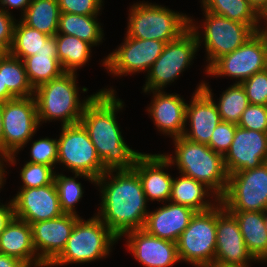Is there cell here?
Returning <instances> with one entry per match:
<instances>
[{"mask_svg":"<svg viewBox=\"0 0 267 267\" xmlns=\"http://www.w3.org/2000/svg\"><path fill=\"white\" fill-rule=\"evenodd\" d=\"M221 121L238 124L243 111L249 105V101L241 84L234 83L222 92L216 103Z\"/></svg>","mask_w":267,"mask_h":267,"instance_id":"obj_35","label":"cell"},{"mask_svg":"<svg viewBox=\"0 0 267 267\" xmlns=\"http://www.w3.org/2000/svg\"><path fill=\"white\" fill-rule=\"evenodd\" d=\"M0 267H27L20 260L0 252Z\"/></svg>","mask_w":267,"mask_h":267,"instance_id":"obj_45","label":"cell"},{"mask_svg":"<svg viewBox=\"0 0 267 267\" xmlns=\"http://www.w3.org/2000/svg\"><path fill=\"white\" fill-rule=\"evenodd\" d=\"M31 160L27 161L34 164H44L56 167L58 161V142L57 138H40L32 142L30 149Z\"/></svg>","mask_w":267,"mask_h":267,"instance_id":"obj_37","label":"cell"},{"mask_svg":"<svg viewBox=\"0 0 267 267\" xmlns=\"http://www.w3.org/2000/svg\"><path fill=\"white\" fill-rule=\"evenodd\" d=\"M166 42L160 40H143L128 37L102 61L107 73L113 76H126L141 71L148 73L151 66L163 52Z\"/></svg>","mask_w":267,"mask_h":267,"instance_id":"obj_14","label":"cell"},{"mask_svg":"<svg viewBox=\"0 0 267 267\" xmlns=\"http://www.w3.org/2000/svg\"><path fill=\"white\" fill-rule=\"evenodd\" d=\"M200 3L202 11L247 24L255 32L263 28L259 25L261 14L248 0H201Z\"/></svg>","mask_w":267,"mask_h":267,"instance_id":"obj_28","label":"cell"},{"mask_svg":"<svg viewBox=\"0 0 267 267\" xmlns=\"http://www.w3.org/2000/svg\"><path fill=\"white\" fill-rule=\"evenodd\" d=\"M6 164H4V162ZM8 161H7V158L6 157H3V156H0V190L3 188L4 186V182H6V179H5V173H7L5 170H6V166L5 165H8L7 164ZM1 203V202H0Z\"/></svg>","mask_w":267,"mask_h":267,"instance_id":"obj_47","label":"cell"},{"mask_svg":"<svg viewBox=\"0 0 267 267\" xmlns=\"http://www.w3.org/2000/svg\"><path fill=\"white\" fill-rule=\"evenodd\" d=\"M3 102L0 101V156H2V137H3Z\"/></svg>","mask_w":267,"mask_h":267,"instance_id":"obj_49","label":"cell"},{"mask_svg":"<svg viewBox=\"0 0 267 267\" xmlns=\"http://www.w3.org/2000/svg\"><path fill=\"white\" fill-rule=\"evenodd\" d=\"M0 69H2L3 88H7L15 97L34 96V89L21 59L8 53L0 60Z\"/></svg>","mask_w":267,"mask_h":267,"instance_id":"obj_32","label":"cell"},{"mask_svg":"<svg viewBox=\"0 0 267 267\" xmlns=\"http://www.w3.org/2000/svg\"><path fill=\"white\" fill-rule=\"evenodd\" d=\"M129 8L125 35L143 40L171 42L189 28V18L162 5L148 2L134 3Z\"/></svg>","mask_w":267,"mask_h":267,"instance_id":"obj_6","label":"cell"},{"mask_svg":"<svg viewBox=\"0 0 267 267\" xmlns=\"http://www.w3.org/2000/svg\"><path fill=\"white\" fill-rule=\"evenodd\" d=\"M60 14L58 0H31L20 20L29 27L49 36H55Z\"/></svg>","mask_w":267,"mask_h":267,"instance_id":"obj_30","label":"cell"},{"mask_svg":"<svg viewBox=\"0 0 267 267\" xmlns=\"http://www.w3.org/2000/svg\"><path fill=\"white\" fill-rule=\"evenodd\" d=\"M265 225H266V232H267V210L265 211Z\"/></svg>","mask_w":267,"mask_h":267,"instance_id":"obj_53","label":"cell"},{"mask_svg":"<svg viewBox=\"0 0 267 267\" xmlns=\"http://www.w3.org/2000/svg\"><path fill=\"white\" fill-rule=\"evenodd\" d=\"M14 217L30 225L54 219L62 214L54 182L37 188H20L12 198Z\"/></svg>","mask_w":267,"mask_h":267,"instance_id":"obj_18","label":"cell"},{"mask_svg":"<svg viewBox=\"0 0 267 267\" xmlns=\"http://www.w3.org/2000/svg\"><path fill=\"white\" fill-rule=\"evenodd\" d=\"M77 83V72H64L34 90L40 125L52 120H60L61 126L80 122L85 106L98 92L80 100Z\"/></svg>","mask_w":267,"mask_h":267,"instance_id":"obj_4","label":"cell"},{"mask_svg":"<svg viewBox=\"0 0 267 267\" xmlns=\"http://www.w3.org/2000/svg\"><path fill=\"white\" fill-rule=\"evenodd\" d=\"M208 85L202 80L187 104L185 121L186 126L190 123V128L185 127L183 132V137L188 140L205 145L209 144L213 131L221 121L212 89Z\"/></svg>","mask_w":267,"mask_h":267,"instance_id":"obj_16","label":"cell"},{"mask_svg":"<svg viewBox=\"0 0 267 267\" xmlns=\"http://www.w3.org/2000/svg\"><path fill=\"white\" fill-rule=\"evenodd\" d=\"M237 219L248 252L258 262L267 261L265 212L229 211Z\"/></svg>","mask_w":267,"mask_h":267,"instance_id":"obj_27","label":"cell"},{"mask_svg":"<svg viewBox=\"0 0 267 267\" xmlns=\"http://www.w3.org/2000/svg\"><path fill=\"white\" fill-rule=\"evenodd\" d=\"M8 53L9 51L4 46L0 45V60H2Z\"/></svg>","mask_w":267,"mask_h":267,"instance_id":"obj_51","label":"cell"},{"mask_svg":"<svg viewBox=\"0 0 267 267\" xmlns=\"http://www.w3.org/2000/svg\"><path fill=\"white\" fill-rule=\"evenodd\" d=\"M261 14V19H264V25H267V7L260 13Z\"/></svg>","mask_w":267,"mask_h":267,"instance_id":"obj_52","label":"cell"},{"mask_svg":"<svg viewBox=\"0 0 267 267\" xmlns=\"http://www.w3.org/2000/svg\"><path fill=\"white\" fill-rule=\"evenodd\" d=\"M237 125L244 129L267 133V106L249 104Z\"/></svg>","mask_w":267,"mask_h":267,"instance_id":"obj_39","label":"cell"},{"mask_svg":"<svg viewBox=\"0 0 267 267\" xmlns=\"http://www.w3.org/2000/svg\"><path fill=\"white\" fill-rule=\"evenodd\" d=\"M261 13L267 7V0H248Z\"/></svg>","mask_w":267,"mask_h":267,"instance_id":"obj_48","label":"cell"},{"mask_svg":"<svg viewBox=\"0 0 267 267\" xmlns=\"http://www.w3.org/2000/svg\"><path fill=\"white\" fill-rule=\"evenodd\" d=\"M95 184L101 194L96 215L119 239L129 231L144 228L148 201L133 169L106 171Z\"/></svg>","mask_w":267,"mask_h":267,"instance_id":"obj_2","label":"cell"},{"mask_svg":"<svg viewBox=\"0 0 267 267\" xmlns=\"http://www.w3.org/2000/svg\"><path fill=\"white\" fill-rule=\"evenodd\" d=\"M54 167L44 164L27 162L20 171L22 184L21 188H37L52 184L55 177Z\"/></svg>","mask_w":267,"mask_h":267,"instance_id":"obj_36","label":"cell"},{"mask_svg":"<svg viewBox=\"0 0 267 267\" xmlns=\"http://www.w3.org/2000/svg\"><path fill=\"white\" fill-rule=\"evenodd\" d=\"M267 69V34L256 31L235 51L218 58L205 72L207 76L236 79L241 84L255 73ZM238 80V81H237Z\"/></svg>","mask_w":267,"mask_h":267,"instance_id":"obj_10","label":"cell"},{"mask_svg":"<svg viewBox=\"0 0 267 267\" xmlns=\"http://www.w3.org/2000/svg\"><path fill=\"white\" fill-rule=\"evenodd\" d=\"M180 175V177H173L170 202L189 207L196 212L210 210L218 204L219 199L203 183L183 174ZM209 197H212V201Z\"/></svg>","mask_w":267,"mask_h":267,"instance_id":"obj_26","label":"cell"},{"mask_svg":"<svg viewBox=\"0 0 267 267\" xmlns=\"http://www.w3.org/2000/svg\"><path fill=\"white\" fill-rule=\"evenodd\" d=\"M228 175L267 162V133L237 125L229 150L223 156Z\"/></svg>","mask_w":267,"mask_h":267,"instance_id":"obj_17","label":"cell"},{"mask_svg":"<svg viewBox=\"0 0 267 267\" xmlns=\"http://www.w3.org/2000/svg\"><path fill=\"white\" fill-rule=\"evenodd\" d=\"M57 163L72 173H82L97 180L106 170L86 129L79 122L61 126Z\"/></svg>","mask_w":267,"mask_h":267,"instance_id":"obj_11","label":"cell"},{"mask_svg":"<svg viewBox=\"0 0 267 267\" xmlns=\"http://www.w3.org/2000/svg\"><path fill=\"white\" fill-rule=\"evenodd\" d=\"M104 0H58V5L61 12L99 16ZM103 3V4H102Z\"/></svg>","mask_w":267,"mask_h":267,"instance_id":"obj_41","label":"cell"},{"mask_svg":"<svg viewBox=\"0 0 267 267\" xmlns=\"http://www.w3.org/2000/svg\"><path fill=\"white\" fill-rule=\"evenodd\" d=\"M198 49L197 38L191 28L177 39L166 43L163 52L146 75L143 91H164L167 85L175 82L188 69Z\"/></svg>","mask_w":267,"mask_h":267,"instance_id":"obj_9","label":"cell"},{"mask_svg":"<svg viewBox=\"0 0 267 267\" xmlns=\"http://www.w3.org/2000/svg\"><path fill=\"white\" fill-rule=\"evenodd\" d=\"M58 60L65 72H74L86 65L91 58L92 45L75 36L56 34Z\"/></svg>","mask_w":267,"mask_h":267,"instance_id":"obj_31","label":"cell"},{"mask_svg":"<svg viewBox=\"0 0 267 267\" xmlns=\"http://www.w3.org/2000/svg\"><path fill=\"white\" fill-rule=\"evenodd\" d=\"M23 62L28 80L34 90L65 72L58 60L55 36H50L41 51L25 58Z\"/></svg>","mask_w":267,"mask_h":267,"instance_id":"obj_25","label":"cell"},{"mask_svg":"<svg viewBox=\"0 0 267 267\" xmlns=\"http://www.w3.org/2000/svg\"><path fill=\"white\" fill-rule=\"evenodd\" d=\"M16 98L7 88H3L2 69H0V101L6 102Z\"/></svg>","mask_w":267,"mask_h":267,"instance_id":"obj_46","label":"cell"},{"mask_svg":"<svg viewBox=\"0 0 267 267\" xmlns=\"http://www.w3.org/2000/svg\"><path fill=\"white\" fill-rule=\"evenodd\" d=\"M2 117V156L9 165H15L16 154L27 146L40 127L35 97H16L3 102Z\"/></svg>","mask_w":267,"mask_h":267,"instance_id":"obj_8","label":"cell"},{"mask_svg":"<svg viewBox=\"0 0 267 267\" xmlns=\"http://www.w3.org/2000/svg\"><path fill=\"white\" fill-rule=\"evenodd\" d=\"M119 238L96 215L84 220L79 218L62 252L47 266L56 267L70 263H90L105 259Z\"/></svg>","mask_w":267,"mask_h":267,"instance_id":"obj_5","label":"cell"},{"mask_svg":"<svg viewBox=\"0 0 267 267\" xmlns=\"http://www.w3.org/2000/svg\"><path fill=\"white\" fill-rule=\"evenodd\" d=\"M0 252L20 260L27 267H47L37 256L31 225L17 217H13L0 235Z\"/></svg>","mask_w":267,"mask_h":267,"instance_id":"obj_24","label":"cell"},{"mask_svg":"<svg viewBox=\"0 0 267 267\" xmlns=\"http://www.w3.org/2000/svg\"><path fill=\"white\" fill-rule=\"evenodd\" d=\"M30 2L31 0H0V9H3L7 13H11L10 8L20 9L21 14H23L30 5Z\"/></svg>","mask_w":267,"mask_h":267,"instance_id":"obj_44","label":"cell"},{"mask_svg":"<svg viewBox=\"0 0 267 267\" xmlns=\"http://www.w3.org/2000/svg\"><path fill=\"white\" fill-rule=\"evenodd\" d=\"M127 250L144 267H171L180 262L176 242L161 239L138 229L123 235Z\"/></svg>","mask_w":267,"mask_h":267,"instance_id":"obj_20","label":"cell"},{"mask_svg":"<svg viewBox=\"0 0 267 267\" xmlns=\"http://www.w3.org/2000/svg\"><path fill=\"white\" fill-rule=\"evenodd\" d=\"M115 91L112 87L100 89L85 106L80 119L106 171L132 169L142 154L130 148L122 136L116 114L124 102Z\"/></svg>","mask_w":267,"mask_h":267,"instance_id":"obj_1","label":"cell"},{"mask_svg":"<svg viewBox=\"0 0 267 267\" xmlns=\"http://www.w3.org/2000/svg\"><path fill=\"white\" fill-rule=\"evenodd\" d=\"M215 261L238 267H251L256 260L248 252L235 216L218 202L216 205Z\"/></svg>","mask_w":267,"mask_h":267,"instance_id":"obj_15","label":"cell"},{"mask_svg":"<svg viewBox=\"0 0 267 267\" xmlns=\"http://www.w3.org/2000/svg\"><path fill=\"white\" fill-rule=\"evenodd\" d=\"M167 204L148 212L143 229L158 238L177 242L196 211L170 201Z\"/></svg>","mask_w":267,"mask_h":267,"instance_id":"obj_23","label":"cell"},{"mask_svg":"<svg viewBox=\"0 0 267 267\" xmlns=\"http://www.w3.org/2000/svg\"><path fill=\"white\" fill-rule=\"evenodd\" d=\"M147 94L153 93L147 112L151 116L155 127L172 139L183 136L186 127L185 99L179 94H170L165 91H143Z\"/></svg>","mask_w":267,"mask_h":267,"instance_id":"obj_22","label":"cell"},{"mask_svg":"<svg viewBox=\"0 0 267 267\" xmlns=\"http://www.w3.org/2000/svg\"><path fill=\"white\" fill-rule=\"evenodd\" d=\"M17 20L12 13H7L0 9V45L4 46L8 51L11 48L14 28Z\"/></svg>","mask_w":267,"mask_h":267,"instance_id":"obj_42","label":"cell"},{"mask_svg":"<svg viewBox=\"0 0 267 267\" xmlns=\"http://www.w3.org/2000/svg\"><path fill=\"white\" fill-rule=\"evenodd\" d=\"M263 30L266 32V34H267V25H266V27H263Z\"/></svg>","mask_w":267,"mask_h":267,"instance_id":"obj_54","label":"cell"},{"mask_svg":"<svg viewBox=\"0 0 267 267\" xmlns=\"http://www.w3.org/2000/svg\"><path fill=\"white\" fill-rule=\"evenodd\" d=\"M171 163L163 154L142 153L133 166L138 174L147 201L169 202L173 177L164 171Z\"/></svg>","mask_w":267,"mask_h":267,"instance_id":"obj_21","label":"cell"},{"mask_svg":"<svg viewBox=\"0 0 267 267\" xmlns=\"http://www.w3.org/2000/svg\"><path fill=\"white\" fill-rule=\"evenodd\" d=\"M18 22V23H17ZM14 28V35L9 54L21 59L22 61L44 48L45 41L49 35L38 31L35 28L24 24L20 19L17 20Z\"/></svg>","mask_w":267,"mask_h":267,"instance_id":"obj_33","label":"cell"},{"mask_svg":"<svg viewBox=\"0 0 267 267\" xmlns=\"http://www.w3.org/2000/svg\"><path fill=\"white\" fill-rule=\"evenodd\" d=\"M175 156L163 154L176 165L180 174L197 180L208 187L220 199L227 188L228 173L224 158L208 145L196 143L180 136L173 139Z\"/></svg>","mask_w":267,"mask_h":267,"instance_id":"obj_3","label":"cell"},{"mask_svg":"<svg viewBox=\"0 0 267 267\" xmlns=\"http://www.w3.org/2000/svg\"><path fill=\"white\" fill-rule=\"evenodd\" d=\"M202 267H238V266H232V265H229V264H223V263H219V262L214 260L210 264L204 265Z\"/></svg>","mask_w":267,"mask_h":267,"instance_id":"obj_50","label":"cell"},{"mask_svg":"<svg viewBox=\"0 0 267 267\" xmlns=\"http://www.w3.org/2000/svg\"><path fill=\"white\" fill-rule=\"evenodd\" d=\"M74 177H67L63 173H55L54 184L59 197L61 211L64 214L80 216L75 210V205L83 197V187L75 178L83 177L95 185L96 180L82 173H73ZM80 176V177H79Z\"/></svg>","mask_w":267,"mask_h":267,"instance_id":"obj_34","label":"cell"},{"mask_svg":"<svg viewBox=\"0 0 267 267\" xmlns=\"http://www.w3.org/2000/svg\"><path fill=\"white\" fill-rule=\"evenodd\" d=\"M80 216L62 214L32 223L33 245L38 258L48 266L65 248L73 227Z\"/></svg>","mask_w":267,"mask_h":267,"instance_id":"obj_19","label":"cell"},{"mask_svg":"<svg viewBox=\"0 0 267 267\" xmlns=\"http://www.w3.org/2000/svg\"><path fill=\"white\" fill-rule=\"evenodd\" d=\"M176 244L180 262L195 267L213 262L216 251V205L210 210L196 212Z\"/></svg>","mask_w":267,"mask_h":267,"instance_id":"obj_13","label":"cell"},{"mask_svg":"<svg viewBox=\"0 0 267 267\" xmlns=\"http://www.w3.org/2000/svg\"><path fill=\"white\" fill-rule=\"evenodd\" d=\"M14 217V206L13 201L10 199L8 203L5 205L0 203V235L5 230L8 223L13 219Z\"/></svg>","mask_w":267,"mask_h":267,"instance_id":"obj_43","label":"cell"},{"mask_svg":"<svg viewBox=\"0 0 267 267\" xmlns=\"http://www.w3.org/2000/svg\"><path fill=\"white\" fill-rule=\"evenodd\" d=\"M237 124L220 121L211 135L208 146L224 156L233 141Z\"/></svg>","mask_w":267,"mask_h":267,"instance_id":"obj_40","label":"cell"},{"mask_svg":"<svg viewBox=\"0 0 267 267\" xmlns=\"http://www.w3.org/2000/svg\"><path fill=\"white\" fill-rule=\"evenodd\" d=\"M97 17L61 12L57 33L75 36L95 47L103 42L104 37Z\"/></svg>","mask_w":267,"mask_h":267,"instance_id":"obj_29","label":"cell"},{"mask_svg":"<svg viewBox=\"0 0 267 267\" xmlns=\"http://www.w3.org/2000/svg\"><path fill=\"white\" fill-rule=\"evenodd\" d=\"M204 13L202 25L196 26L198 23L189 18V28L195 33L199 48L201 44L205 47L207 65L204 69L207 70L218 58L239 48L255 31L247 24L210 12ZM199 28H202V33Z\"/></svg>","mask_w":267,"mask_h":267,"instance_id":"obj_7","label":"cell"},{"mask_svg":"<svg viewBox=\"0 0 267 267\" xmlns=\"http://www.w3.org/2000/svg\"><path fill=\"white\" fill-rule=\"evenodd\" d=\"M219 202L228 211L265 212L267 210V162L230 174Z\"/></svg>","mask_w":267,"mask_h":267,"instance_id":"obj_12","label":"cell"},{"mask_svg":"<svg viewBox=\"0 0 267 267\" xmlns=\"http://www.w3.org/2000/svg\"><path fill=\"white\" fill-rule=\"evenodd\" d=\"M241 85L244 87L249 104L267 106V69L245 79Z\"/></svg>","mask_w":267,"mask_h":267,"instance_id":"obj_38","label":"cell"}]
</instances>
